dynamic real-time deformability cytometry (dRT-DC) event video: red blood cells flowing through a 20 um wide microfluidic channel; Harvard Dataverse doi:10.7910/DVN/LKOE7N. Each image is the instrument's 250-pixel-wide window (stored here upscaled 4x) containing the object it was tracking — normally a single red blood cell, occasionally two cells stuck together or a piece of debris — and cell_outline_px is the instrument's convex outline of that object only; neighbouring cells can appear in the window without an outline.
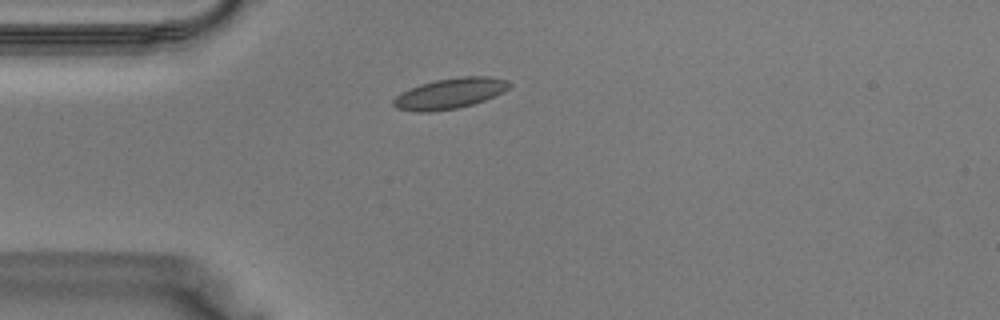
{"species": "Egyptian fruit bat (a non-hibernating species)", "species_latin": "Rousettus aegyptiacus", "temperature_condition": "warm", "stored_images_in_passage": 30, "camera_frame_rate_fps": 3000, "um_per_image_px": 0.085, "animal": {"sex": "male"}, "frame": {"image": 1, "passage_image": 1, "time_ms": 0.0, "image_size_px": [1000, 320], "cell_outline_px": [[512, 84], [504, 92], [484, 100], [472, 104], [456, 108], [428, 112], [420, 112], [396, 108], [392, 104], [392, 100], [396, 96], [420, 84], [436, 80], [460, 76], [488, 76], [508, 80]], "centroid_in_image_um": [38.27, 7.93], "position_along_channel_um": 46.7, "area_um2": 20.46}}
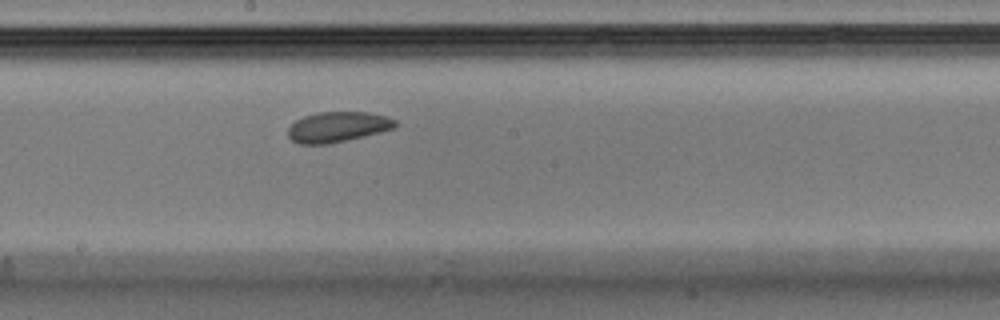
{"frame": {"image": 2, "passage_image": 12, "time_ms": 3.667, "image_size_px": [1000, 320], "cell_outline_px": [[396, 128], [348, 140], [328, 144], [300, 144], [292, 140], [288, 136], [288, 128], [296, 120], [304, 116], [320, 112], [368, 112], [388, 116], [396, 120]], "centroid_in_image_um": [28.72, 10.79], "position_along_channel_um": 219.5, "area_um2": 19.02}}
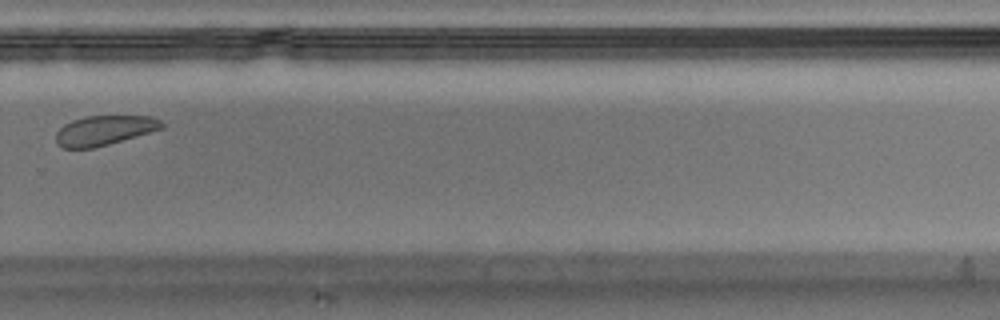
{"frame": {"image": 3, "passage_image": 18, "time_ms": 5.667, "image_size_px": [1000, 320], "cell_outline_px": [[164, 128], [108, 144], [92, 148], [64, 148], [56, 144], [56, 132], [64, 124], [72, 120], [88, 116], [152, 116], [160, 120], [164, 124]], "centroid_in_image_um": [8.85, 11.08], "position_along_channel_um": 320.9, "area_um2": 18.21}}